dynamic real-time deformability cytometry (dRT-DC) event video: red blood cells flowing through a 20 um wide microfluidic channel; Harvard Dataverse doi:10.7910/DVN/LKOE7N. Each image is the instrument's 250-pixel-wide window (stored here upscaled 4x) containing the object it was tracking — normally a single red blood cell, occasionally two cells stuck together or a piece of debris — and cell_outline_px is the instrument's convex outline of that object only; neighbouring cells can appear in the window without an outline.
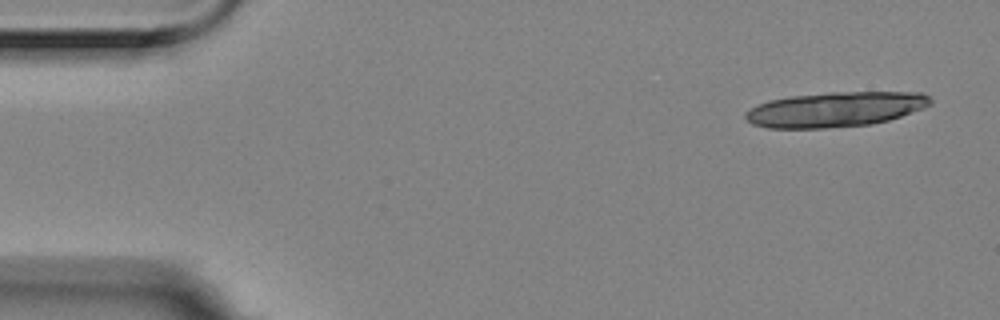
{"species": "Egyptian fruit bat (a non-hibernating species)", "species_latin": "Rousettus aegyptiacus", "temperature_condition": "room temperature", "stored_images_in_passage": 5, "camera_frame_rate_fps": 3000, "um_per_image_px": 0.085, "animal": {"sex": "female"}, "frame": {"image": 1, "passage_image": 1, "time_ms": 0.0, "image_size_px": [1000, 320], "cell_outline_px": [[932, 104], [924, 108], [888, 120], [872, 124], [824, 128], [768, 128], [752, 124], [744, 116], [744, 112], [756, 104], [768, 100], [792, 96], [828, 92], [924, 92], [932, 100]], "centroid_in_image_um": [70.99, 9.29], "position_along_channel_um": 14.0, "area_um2": 37.86}}
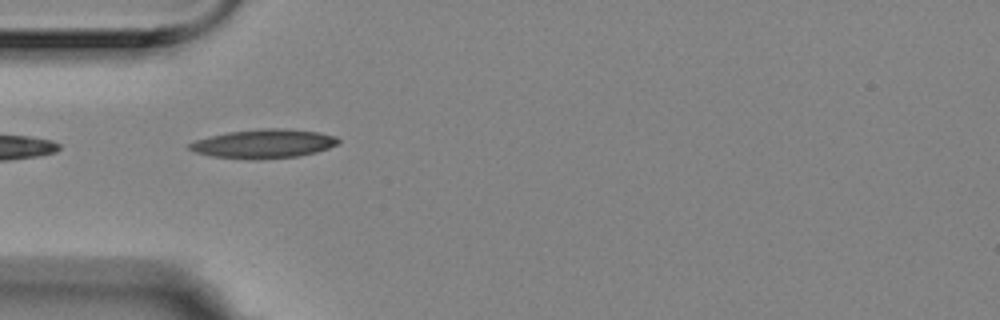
{"frame": {"image": 2, "passage_image": 4, "time_ms": 1.0, "image_size_px": [1000, 320], "cell_outline_px": [[340, 140], [336, 144], [328, 148], [316, 152], [300, 156], [260, 160], [252, 160], [212, 156], [196, 152], [188, 148], [188, 144], [196, 140], [228, 132], [260, 128], [288, 128], [320, 132], [336, 136]], "centroid_in_image_um": [22.45, 12.22], "position_along_channel_um": 62.6, "area_um2": 25.26}}
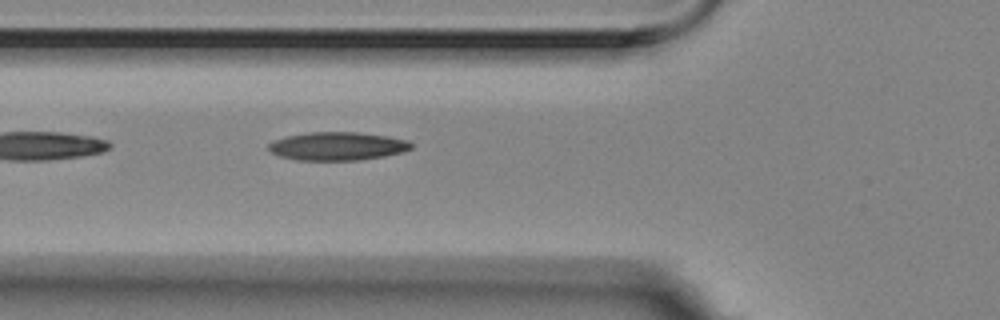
{"frame": {"image": 3, "passage_image": 5, "time_ms": 1.333, "image_size_px": [1000, 320], "cell_outline_px": [[412, 148], [400, 152], [384, 156], [360, 160], [296, 160], [280, 156], [272, 152], [268, 148], [268, 144], [284, 136], [308, 132], [360, 132], [388, 136], [408, 140], [412, 144]], "centroid_in_image_um": [28.68, 12.42], "position_along_channel_um": 97.1, "area_um2": 23.52}}